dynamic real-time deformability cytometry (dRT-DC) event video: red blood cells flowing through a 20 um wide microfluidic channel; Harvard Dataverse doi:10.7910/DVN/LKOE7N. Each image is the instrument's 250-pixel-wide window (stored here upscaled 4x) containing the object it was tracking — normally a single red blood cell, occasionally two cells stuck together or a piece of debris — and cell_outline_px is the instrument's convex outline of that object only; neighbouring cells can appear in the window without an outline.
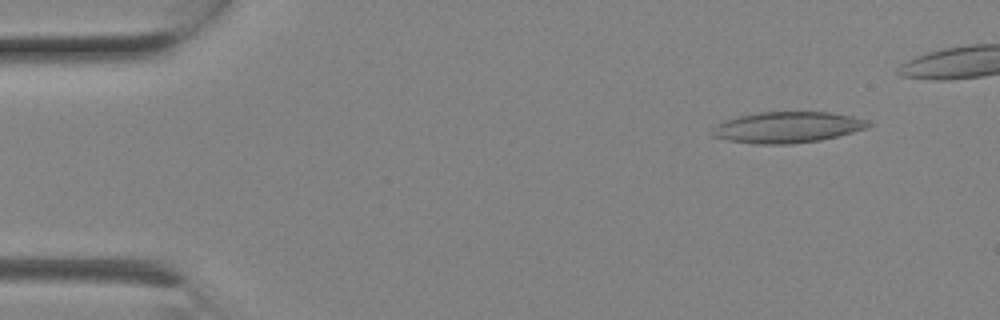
{"species": "Egyptian fruit bat (a non-hibernating species)", "species_latin": "Rousettus aegyptiacus", "temperature_condition": "room temperature", "stored_images_in_passage": 7, "camera_frame_rate_fps": 3000, "um_per_image_px": 0.085, "animal": {"sex": "female"}, "frame": {"image": 1, "passage_image": 2, "time_ms": 0.333, "image_size_px": [1000, 320], "cell_outline_px": [[872, 124], [868, 128], [820, 140], [792, 144], [756, 144], [728, 140], [712, 136], [708, 132], [716, 124], [724, 120], [740, 116], [760, 112], [828, 112], [852, 116], [868, 120]], "centroid_in_image_um": [66.9, 10.82], "position_along_channel_um": 18.1, "area_um2": 28.32}}
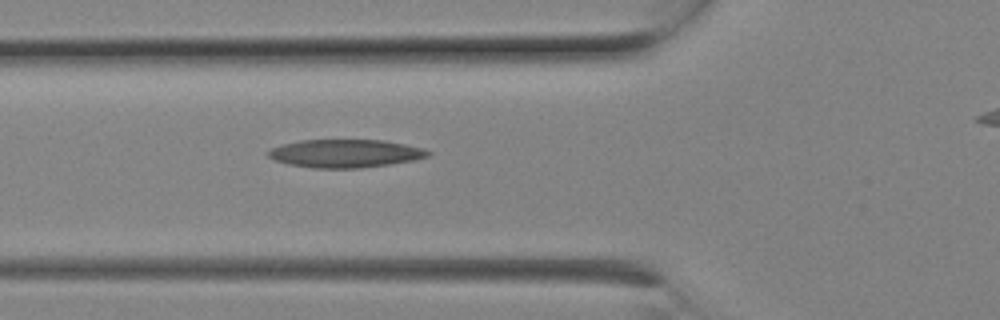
{"frame": {"image": 2, "passage_image": 7, "time_ms": 2.0, "image_size_px": [1000, 320], "cell_outline_px": [[432, 152], [428, 156], [416, 160], [360, 168], [312, 168], [288, 164], [276, 160], [268, 156], [264, 152], [280, 144], [300, 140], [384, 140], [424, 148]], "centroid_in_image_um": [29.33, 13.04], "position_along_channel_um": 96.5, "area_um2": 26.3}}